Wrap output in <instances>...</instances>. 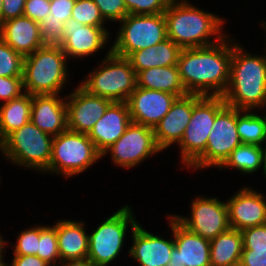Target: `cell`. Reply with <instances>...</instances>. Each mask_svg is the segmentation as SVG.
<instances>
[{"label": "cell", "mask_w": 266, "mask_h": 266, "mask_svg": "<svg viewBox=\"0 0 266 266\" xmlns=\"http://www.w3.org/2000/svg\"><path fill=\"white\" fill-rule=\"evenodd\" d=\"M53 226L56 228L61 265L87 261L89 236L84 222L60 220Z\"/></svg>", "instance_id": "obj_24"}, {"label": "cell", "mask_w": 266, "mask_h": 266, "mask_svg": "<svg viewBox=\"0 0 266 266\" xmlns=\"http://www.w3.org/2000/svg\"><path fill=\"white\" fill-rule=\"evenodd\" d=\"M128 14H161L171 0H124Z\"/></svg>", "instance_id": "obj_35"}, {"label": "cell", "mask_w": 266, "mask_h": 266, "mask_svg": "<svg viewBox=\"0 0 266 266\" xmlns=\"http://www.w3.org/2000/svg\"><path fill=\"white\" fill-rule=\"evenodd\" d=\"M226 105L222 96L193 94L192 116L180 143L181 161L189 168L206 150L216 114Z\"/></svg>", "instance_id": "obj_8"}, {"label": "cell", "mask_w": 266, "mask_h": 266, "mask_svg": "<svg viewBox=\"0 0 266 266\" xmlns=\"http://www.w3.org/2000/svg\"><path fill=\"white\" fill-rule=\"evenodd\" d=\"M266 29V22L261 24Z\"/></svg>", "instance_id": "obj_50"}, {"label": "cell", "mask_w": 266, "mask_h": 266, "mask_svg": "<svg viewBox=\"0 0 266 266\" xmlns=\"http://www.w3.org/2000/svg\"><path fill=\"white\" fill-rule=\"evenodd\" d=\"M23 88V77H1L0 76V100L4 102L20 97L25 92Z\"/></svg>", "instance_id": "obj_38"}, {"label": "cell", "mask_w": 266, "mask_h": 266, "mask_svg": "<svg viewBox=\"0 0 266 266\" xmlns=\"http://www.w3.org/2000/svg\"><path fill=\"white\" fill-rule=\"evenodd\" d=\"M190 217L174 215L191 232L212 240L230 228L226 202L216 197H197L191 202Z\"/></svg>", "instance_id": "obj_13"}, {"label": "cell", "mask_w": 266, "mask_h": 266, "mask_svg": "<svg viewBox=\"0 0 266 266\" xmlns=\"http://www.w3.org/2000/svg\"><path fill=\"white\" fill-rule=\"evenodd\" d=\"M0 38L23 57L45 45L40 36V24L25 16L1 23Z\"/></svg>", "instance_id": "obj_23"}, {"label": "cell", "mask_w": 266, "mask_h": 266, "mask_svg": "<svg viewBox=\"0 0 266 266\" xmlns=\"http://www.w3.org/2000/svg\"><path fill=\"white\" fill-rule=\"evenodd\" d=\"M168 219L174 247L166 266H211L210 240L188 230L174 215H168Z\"/></svg>", "instance_id": "obj_14"}, {"label": "cell", "mask_w": 266, "mask_h": 266, "mask_svg": "<svg viewBox=\"0 0 266 266\" xmlns=\"http://www.w3.org/2000/svg\"><path fill=\"white\" fill-rule=\"evenodd\" d=\"M6 244H7V242L2 239V236L0 234V253H5L3 251L5 250Z\"/></svg>", "instance_id": "obj_47"}, {"label": "cell", "mask_w": 266, "mask_h": 266, "mask_svg": "<svg viewBox=\"0 0 266 266\" xmlns=\"http://www.w3.org/2000/svg\"><path fill=\"white\" fill-rule=\"evenodd\" d=\"M136 78L130 61L113 54L110 46L103 62L86 76L80 86L90 94L112 102H126L137 87Z\"/></svg>", "instance_id": "obj_5"}, {"label": "cell", "mask_w": 266, "mask_h": 266, "mask_svg": "<svg viewBox=\"0 0 266 266\" xmlns=\"http://www.w3.org/2000/svg\"><path fill=\"white\" fill-rule=\"evenodd\" d=\"M154 129L131 122L124 134L102 155L109 152L115 165L123 168H134L150 155L160 153Z\"/></svg>", "instance_id": "obj_12"}, {"label": "cell", "mask_w": 266, "mask_h": 266, "mask_svg": "<svg viewBox=\"0 0 266 266\" xmlns=\"http://www.w3.org/2000/svg\"><path fill=\"white\" fill-rule=\"evenodd\" d=\"M111 52L127 58L131 53L154 46L167 39L166 20L161 14H128L120 21Z\"/></svg>", "instance_id": "obj_9"}, {"label": "cell", "mask_w": 266, "mask_h": 266, "mask_svg": "<svg viewBox=\"0 0 266 266\" xmlns=\"http://www.w3.org/2000/svg\"><path fill=\"white\" fill-rule=\"evenodd\" d=\"M49 13V0H26L23 16L30 18L37 23H40Z\"/></svg>", "instance_id": "obj_40"}, {"label": "cell", "mask_w": 266, "mask_h": 266, "mask_svg": "<svg viewBox=\"0 0 266 266\" xmlns=\"http://www.w3.org/2000/svg\"><path fill=\"white\" fill-rule=\"evenodd\" d=\"M26 0H3L2 23L23 16Z\"/></svg>", "instance_id": "obj_43"}, {"label": "cell", "mask_w": 266, "mask_h": 266, "mask_svg": "<svg viewBox=\"0 0 266 266\" xmlns=\"http://www.w3.org/2000/svg\"><path fill=\"white\" fill-rule=\"evenodd\" d=\"M133 245L129 255L140 266H166L170 261L174 239L165 240L161 236L151 234L137 224L132 230Z\"/></svg>", "instance_id": "obj_21"}, {"label": "cell", "mask_w": 266, "mask_h": 266, "mask_svg": "<svg viewBox=\"0 0 266 266\" xmlns=\"http://www.w3.org/2000/svg\"><path fill=\"white\" fill-rule=\"evenodd\" d=\"M181 48L171 39L131 53L127 59L130 61L136 74L152 67H167L177 65Z\"/></svg>", "instance_id": "obj_25"}, {"label": "cell", "mask_w": 266, "mask_h": 266, "mask_svg": "<svg viewBox=\"0 0 266 266\" xmlns=\"http://www.w3.org/2000/svg\"><path fill=\"white\" fill-rule=\"evenodd\" d=\"M24 57L0 38V76L23 77Z\"/></svg>", "instance_id": "obj_32"}, {"label": "cell", "mask_w": 266, "mask_h": 266, "mask_svg": "<svg viewBox=\"0 0 266 266\" xmlns=\"http://www.w3.org/2000/svg\"><path fill=\"white\" fill-rule=\"evenodd\" d=\"M229 39L226 36L211 46L181 50L177 67L189 94L223 96L229 83L235 44Z\"/></svg>", "instance_id": "obj_1"}, {"label": "cell", "mask_w": 266, "mask_h": 266, "mask_svg": "<svg viewBox=\"0 0 266 266\" xmlns=\"http://www.w3.org/2000/svg\"><path fill=\"white\" fill-rule=\"evenodd\" d=\"M241 233L243 246L266 245V224L243 229Z\"/></svg>", "instance_id": "obj_42"}, {"label": "cell", "mask_w": 266, "mask_h": 266, "mask_svg": "<svg viewBox=\"0 0 266 266\" xmlns=\"http://www.w3.org/2000/svg\"><path fill=\"white\" fill-rule=\"evenodd\" d=\"M239 45L232 46L229 83L222 97L239 110L266 107V56L249 54Z\"/></svg>", "instance_id": "obj_3"}, {"label": "cell", "mask_w": 266, "mask_h": 266, "mask_svg": "<svg viewBox=\"0 0 266 266\" xmlns=\"http://www.w3.org/2000/svg\"><path fill=\"white\" fill-rule=\"evenodd\" d=\"M176 98L172 93L136 87L126 101L131 122L154 128L169 112Z\"/></svg>", "instance_id": "obj_17"}, {"label": "cell", "mask_w": 266, "mask_h": 266, "mask_svg": "<svg viewBox=\"0 0 266 266\" xmlns=\"http://www.w3.org/2000/svg\"><path fill=\"white\" fill-rule=\"evenodd\" d=\"M62 266H95L93 263L84 261V262H68L62 264Z\"/></svg>", "instance_id": "obj_45"}, {"label": "cell", "mask_w": 266, "mask_h": 266, "mask_svg": "<svg viewBox=\"0 0 266 266\" xmlns=\"http://www.w3.org/2000/svg\"><path fill=\"white\" fill-rule=\"evenodd\" d=\"M31 122L53 137L66 131V98L60 95H32Z\"/></svg>", "instance_id": "obj_22"}, {"label": "cell", "mask_w": 266, "mask_h": 266, "mask_svg": "<svg viewBox=\"0 0 266 266\" xmlns=\"http://www.w3.org/2000/svg\"><path fill=\"white\" fill-rule=\"evenodd\" d=\"M252 112V113H250ZM252 110L236 108V128L242 144L262 146L266 133V115L259 116Z\"/></svg>", "instance_id": "obj_30"}, {"label": "cell", "mask_w": 266, "mask_h": 266, "mask_svg": "<svg viewBox=\"0 0 266 266\" xmlns=\"http://www.w3.org/2000/svg\"><path fill=\"white\" fill-rule=\"evenodd\" d=\"M239 266H266V245L243 246Z\"/></svg>", "instance_id": "obj_39"}, {"label": "cell", "mask_w": 266, "mask_h": 266, "mask_svg": "<svg viewBox=\"0 0 266 266\" xmlns=\"http://www.w3.org/2000/svg\"><path fill=\"white\" fill-rule=\"evenodd\" d=\"M242 250L241 231L229 228L210 240L211 266H239Z\"/></svg>", "instance_id": "obj_27"}, {"label": "cell", "mask_w": 266, "mask_h": 266, "mask_svg": "<svg viewBox=\"0 0 266 266\" xmlns=\"http://www.w3.org/2000/svg\"><path fill=\"white\" fill-rule=\"evenodd\" d=\"M67 62L59 44H45L25 56L23 91L30 95H59L69 78Z\"/></svg>", "instance_id": "obj_4"}, {"label": "cell", "mask_w": 266, "mask_h": 266, "mask_svg": "<svg viewBox=\"0 0 266 266\" xmlns=\"http://www.w3.org/2000/svg\"><path fill=\"white\" fill-rule=\"evenodd\" d=\"M39 226L22 231L17 238L13 255H36L38 251Z\"/></svg>", "instance_id": "obj_34"}, {"label": "cell", "mask_w": 266, "mask_h": 266, "mask_svg": "<svg viewBox=\"0 0 266 266\" xmlns=\"http://www.w3.org/2000/svg\"><path fill=\"white\" fill-rule=\"evenodd\" d=\"M94 3L105 21L120 22L128 15L124 0H94Z\"/></svg>", "instance_id": "obj_36"}, {"label": "cell", "mask_w": 266, "mask_h": 266, "mask_svg": "<svg viewBox=\"0 0 266 266\" xmlns=\"http://www.w3.org/2000/svg\"><path fill=\"white\" fill-rule=\"evenodd\" d=\"M75 3L76 0H51L50 13L44 19H58L63 23L67 22L71 18Z\"/></svg>", "instance_id": "obj_41"}, {"label": "cell", "mask_w": 266, "mask_h": 266, "mask_svg": "<svg viewBox=\"0 0 266 266\" xmlns=\"http://www.w3.org/2000/svg\"><path fill=\"white\" fill-rule=\"evenodd\" d=\"M36 256L50 266H57V260L61 266V258L58 250V239L54 226H39L38 251Z\"/></svg>", "instance_id": "obj_31"}, {"label": "cell", "mask_w": 266, "mask_h": 266, "mask_svg": "<svg viewBox=\"0 0 266 266\" xmlns=\"http://www.w3.org/2000/svg\"><path fill=\"white\" fill-rule=\"evenodd\" d=\"M137 87L172 93L177 97L189 94L181 80L177 65L152 67L137 73Z\"/></svg>", "instance_id": "obj_26"}, {"label": "cell", "mask_w": 266, "mask_h": 266, "mask_svg": "<svg viewBox=\"0 0 266 266\" xmlns=\"http://www.w3.org/2000/svg\"><path fill=\"white\" fill-rule=\"evenodd\" d=\"M32 95L20 97L0 104V143L13 131L31 121Z\"/></svg>", "instance_id": "obj_28"}, {"label": "cell", "mask_w": 266, "mask_h": 266, "mask_svg": "<svg viewBox=\"0 0 266 266\" xmlns=\"http://www.w3.org/2000/svg\"><path fill=\"white\" fill-rule=\"evenodd\" d=\"M132 213L130 206H122L97 226L98 228L91 235H88V262L95 266H107L119 256L123 248L127 226L133 230L138 224Z\"/></svg>", "instance_id": "obj_10"}, {"label": "cell", "mask_w": 266, "mask_h": 266, "mask_svg": "<svg viewBox=\"0 0 266 266\" xmlns=\"http://www.w3.org/2000/svg\"><path fill=\"white\" fill-rule=\"evenodd\" d=\"M9 266H50L36 255H13Z\"/></svg>", "instance_id": "obj_44"}, {"label": "cell", "mask_w": 266, "mask_h": 266, "mask_svg": "<svg viewBox=\"0 0 266 266\" xmlns=\"http://www.w3.org/2000/svg\"><path fill=\"white\" fill-rule=\"evenodd\" d=\"M40 24V36L45 44H58L64 36V23L55 19H43Z\"/></svg>", "instance_id": "obj_37"}, {"label": "cell", "mask_w": 266, "mask_h": 266, "mask_svg": "<svg viewBox=\"0 0 266 266\" xmlns=\"http://www.w3.org/2000/svg\"><path fill=\"white\" fill-rule=\"evenodd\" d=\"M3 254L4 253H0V266H9V264H6L4 259H3Z\"/></svg>", "instance_id": "obj_48"}, {"label": "cell", "mask_w": 266, "mask_h": 266, "mask_svg": "<svg viewBox=\"0 0 266 266\" xmlns=\"http://www.w3.org/2000/svg\"><path fill=\"white\" fill-rule=\"evenodd\" d=\"M71 18L89 26H104L105 22L94 0H76Z\"/></svg>", "instance_id": "obj_33"}, {"label": "cell", "mask_w": 266, "mask_h": 266, "mask_svg": "<svg viewBox=\"0 0 266 266\" xmlns=\"http://www.w3.org/2000/svg\"><path fill=\"white\" fill-rule=\"evenodd\" d=\"M2 6H3V0H0V25L2 23Z\"/></svg>", "instance_id": "obj_49"}, {"label": "cell", "mask_w": 266, "mask_h": 266, "mask_svg": "<svg viewBox=\"0 0 266 266\" xmlns=\"http://www.w3.org/2000/svg\"><path fill=\"white\" fill-rule=\"evenodd\" d=\"M263 144H265V146H261V147H262L263 160H264V163H265V166H266V133H265V136H264Z\"/></svg>", "instance_id": "obj_46"}, {"label": "cell", "mask_w": 266, "mask_h": 266, "mask_svg": "<svg viewBox=\"0 0 266 266\" xmlns=\"http://www.w3.org/2000/svg\"><path fill=\"white\" fill-rule=\"evenodd\" d=\"M108 29L104 26L83 25L73 18L64 23V36L58 43L67 59L83 58L98 52L107 44Z\"/></svg>", "instance_id": "obj_16"}, {"label": "cell", "mask_w": 266, "mask_h": 266, "mask_svg": "<svg viewBox=\"0 0 266 266\" xmlns=\"http://www.w3.org/2000/svg\"><path fill=\"white\" fill-rule=\"evenodd\" d=\"M209 134L205 152L189 168H219L230 153L242 144L236 128V108L225 105L216 114Z\"/></svg>", "instance_id": "obj_11"}, {"label": "cell", "mask_w": 266, "mask_h": 266, "mask_svg": "<svg viewBox=\"0 0 266 266\" xmlns=\"http://www.w3.org/2000/svg\"><path fill=\"white\" fill-rule=\"evenodd\" d=\"M229 167L235 168L243 174L256 173L259 168H262L264 177H266L262 147L255 144H240L230 153L219 169H229Z\"/></svg>", "instance_id": "obj_29"}, {"label": "cell", "mask_w": 266, "mask_h": 266, "mask_svg": "<svg viewBox=\"0 0 266 266\" xmlns=\"http://www.w3.org/2000/svg\"><path fill=\"white\" fill-rule=\"evenodd\" d=\"M244 187L226 201L230 228L243 229L266 224L265 195Z\"/></svg>", "instance_id": "obj_18"}, {"label": "cell", "mask_w": 266, "mask_h": 266, "mask_svg": "<svg viewBox=\"0 0 266 266\" xmlns=\"http://www.w3.org/2000/svg\"><path fill=\"white\" fill-rule=\"evenodd\" d=\"M167 38L181 49L214 45L224 37V19L191 5L186 0H171L164 12ZM215 36L216 41L210 39Z\"/></svg>", "instance_id": "obj_2"}, {"label": "cell", "mask_w": 266, "mask_h": 266, "mask_svg": "<svg viewBox=\"0 0 266 266\" xmlns=\"http://www.w3.org/2000/svg\"><path fill=\"white\" fill-rule=\"evenodd\" d=\"M193 94L177 97L169 112L153 128L158 147L163 151L180 143L192 116Z\"/></svg>", "instance_id": "obj_20"}, {"label": "cell", "mask_w": 266, "mask_h": 266, "mask_svg": "<svg viewBox=\"0 0 266 266\" xmlns=\"http://www.w3.org/2000/svg\"><path fill=\"white\" fill-rule=\"evenodd\" d=\"M52 140V135L29 121L0 143V151L18 166L45 172L51 159Z\"/></svg>", "instance_id": "obj_6"}, {"label": "cell", "mask_w": 266, "mask_h": 266, "mask_svg": "<svg viewBox=\"0 0 266 266\" xmlns=\"http://www.w3.org/2000/svg\"><path fill=\"white\" fill-rule=\"evenodd\" d=\"M65 97L68 130L84 134H89L112 103L107 98L90 94L80 85Z\"/></svg>", "instance_id": "obj_15"}, {"label": "cell", "mask_w": 266, "mask_h": 266, "mask_svg": "<svg viewBox=\"0 0 266 266\" xmlns=\"http://www.w3.org/2000/svg\"><path fill=\"white\" fill-rule=\"evenodd\" d=\"M131 123L126 102H112L96 122L88 137L96 150L103 155L125 132Z\"/></svg>", "instance_id": "obj_19"}, {"label": "cell", "mask_w": 266, "mask_h": 266, "mask_svg": "<svg viewBox=\"0 0 266 266\" xmlns=\"http://www.w3.org/2000/svg\"><path fill=\"white\" fill-rule=\"evenodd\" d=\"M102 155L96 150L88 134L66 130L54 136L51 159L45 172L72 177L89 169ZM61 173V174H60Z\"/></svg>", "instance_id": "obj_7"}]
</instances>
